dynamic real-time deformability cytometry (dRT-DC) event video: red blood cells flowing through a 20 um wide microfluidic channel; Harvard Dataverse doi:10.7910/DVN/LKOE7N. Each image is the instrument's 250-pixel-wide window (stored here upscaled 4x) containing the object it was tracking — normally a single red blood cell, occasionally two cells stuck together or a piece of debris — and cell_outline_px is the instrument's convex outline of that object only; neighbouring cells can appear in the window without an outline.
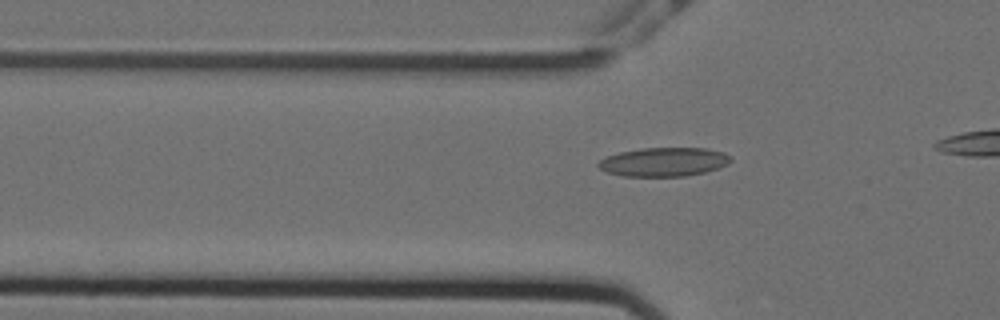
{"species": "Egyptian fruit bat (a non-hibernating species)", "species_latin": "Rousettus aegyptiacus", "temperature_condition": "cold", "stored_images_in_passage": 20, "camera_frame_rate_fps": 3000, "um_per_image_px": 0.085, "animal": {"sex": "female"}, "frame": {"image": 1, "passage_image": 10, "time_ms": 3.0, "image_size_px": [1000, 320], "cell_outline_px": [[732, 160], [728, 164], [704, 172], [684, 176], [624, 176], [608, 172], [600, 168], [596, 164], [600, 160], [608, 156], [620, 152], [640, 148], [704, 148], [724, 152], [732, 156]], "centroid_in_image_um": [56.45, 13.75], "position_along_channel_um": 69.4, "area_um2": 22.14}}
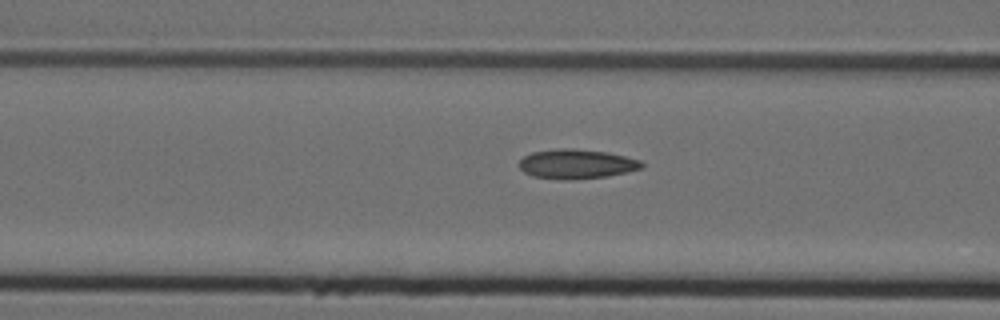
{"frame": {"image": 2, "passage_image": 14, "time_ms": 4.333, "image_size_px": [1000, 320], "cell_outline_px": [[644, 168], [608, 176], [572, 180], [564, 180], [532, 176], [524, 172], [520, 168], [520, 160], [524, 156], [532, 152], [560, 148], [572, 148], [608, 152], [640, 160], [644, 164]], "centroid_in_image_um": [49.02, 13.94], "position_along_channel_um": 117.6, "area_um2": 21.15}}
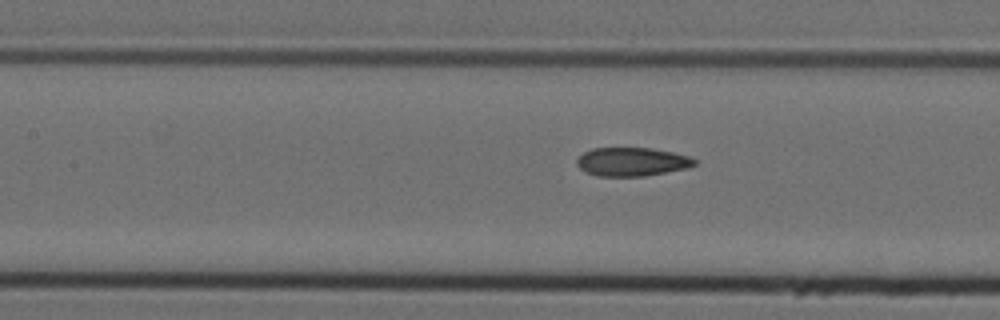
{"frame": {"image": 3, "passage_image": 17, "time_ms": 5.333, "image_size_px": [1000, 320], "cell_outline_px": [[696, 164], [688, 168], [644, 176], [596, 176], [584, 172], [576, 164], [576, 160], [584, 152], [592, 148], [652, 148], [672, 152], [688, 156], [696, 160]], "centroid_in_image_um": [53.69, 13.75], "position_along_channel_um": 153.7, "area_um2": 19.65}}